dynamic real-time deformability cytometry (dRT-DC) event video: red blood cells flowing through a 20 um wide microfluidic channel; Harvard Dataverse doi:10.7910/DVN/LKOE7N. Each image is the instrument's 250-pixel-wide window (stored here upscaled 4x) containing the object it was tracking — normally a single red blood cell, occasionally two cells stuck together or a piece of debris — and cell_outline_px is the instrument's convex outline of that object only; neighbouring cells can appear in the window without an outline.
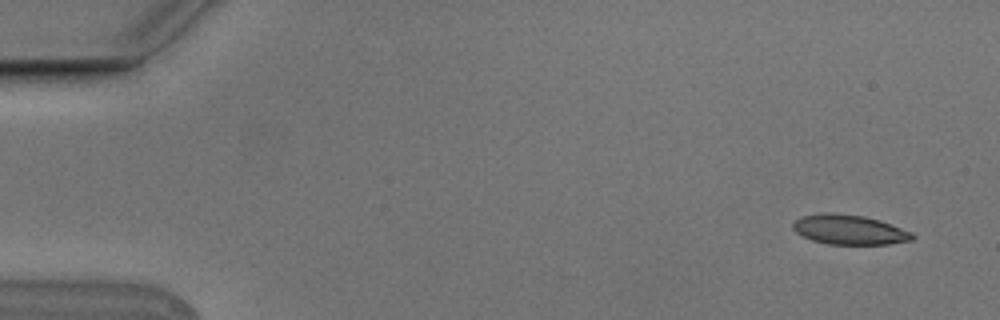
{"species": "Egyptian fruit bat (a non-hibernating species)", "species_latin": "Rousettus aegyptiacus", "temperature_condition": "cold", "stored_images_in_passage": 4, "camera_frame_rate_fps": 3000, "um_per_image_px": 0.085, "animal": {"sex": "male"}, "frame": {"image": 1, "passage_image": 1, "time_ms": 0.0, "image_size_px": [1000, 320], "cell_outline_px": [[916, 236], [912, 240], [888, 244], [828, 244], [812, 240], [796, 232], [792, 228], [792, 224], [800, 216], [828, 212], [864, 216], [880, 220], [912, 232]], "centroid_in_image_um": [72.19, 19.52], "position_along_channel_um": 12.8, "area_um2": 20.63}}